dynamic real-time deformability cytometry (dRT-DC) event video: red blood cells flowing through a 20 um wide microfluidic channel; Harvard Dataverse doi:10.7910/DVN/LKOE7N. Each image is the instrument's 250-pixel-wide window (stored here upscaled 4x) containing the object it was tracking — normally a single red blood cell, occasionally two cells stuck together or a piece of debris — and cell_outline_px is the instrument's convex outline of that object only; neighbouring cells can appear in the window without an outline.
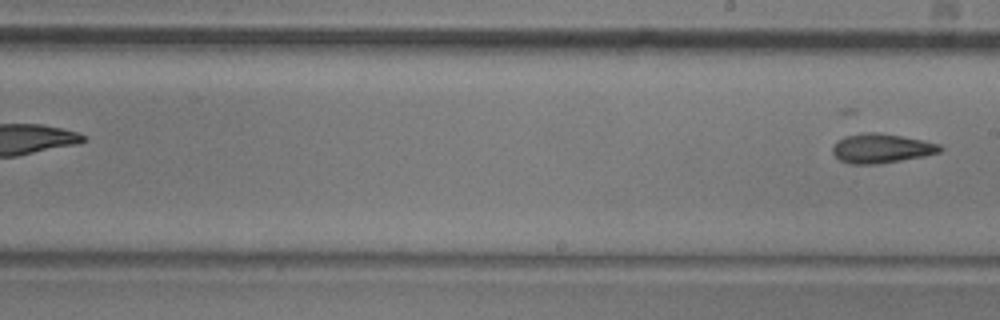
{"species": "common noctule bat (a hibernating species)", "species_latin": "Nyctalus noctula", "temperature_condition": "room temperature", "stored_images_in_passage": 9, "segment_of_instrument_passage": [2, 2], "camera_frame_rate_fps": 3000, "um_per_image_px": 0.085, "animal": {"sex": "male", "body_mass_g": 20.5, "forearm_length_mm": 52.5}, "frame": {"image": 1, "passage_image": 9, "time_ms": 2.667, "image_size_px": [1000, 320], "cell_outline_px": [[944, 148], [940, 152], [924, 156], [876, 164], [848, 164], [840, 160], [832, 152], [832, 148], [836, 140], [844, 136], [864, 132], [876, 132], [900, 136], [940, 144]], "centroid_in_image_um": [74.88, 12.61], "position_along_channel_um": 214.1, "area_um2": 18.32}}